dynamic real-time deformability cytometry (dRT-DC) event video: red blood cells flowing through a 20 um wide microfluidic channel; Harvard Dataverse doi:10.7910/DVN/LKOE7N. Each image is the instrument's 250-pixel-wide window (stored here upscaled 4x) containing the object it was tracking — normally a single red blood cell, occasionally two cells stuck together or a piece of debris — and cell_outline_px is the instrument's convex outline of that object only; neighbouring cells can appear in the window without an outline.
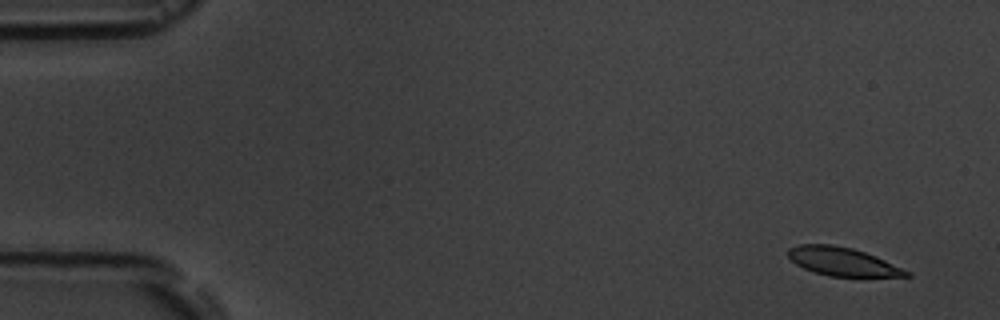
{"species": "common noctule bat (a hibernating species)", "species_latin": "Nyctalus noctula", "temperature_condition": "room temperature", "stored_images_in_passage": 5, "camera_frame_rate_fps": 3000, "um_per_image_px": 0.085, "animal": {"sex": "male", "body_mass_g": 19.5, "forearm_length_mm": 54.6}, "frame": {"image": 1, "passage_image": 1, "time_ms": 0.0, "image_size_px": [1000, 320], "cell_outline_px": [[912, 276], [828, 276], [804, 268], [796, 264], [788, 256], [788, 248], [800, 244], [832, 244], [852, 248], [876, 256], [912, 272]], "centroid_in_image_um": [71.62, 22.23], "position_along_channel_um": 13.4, "area_um2": 19.42}}